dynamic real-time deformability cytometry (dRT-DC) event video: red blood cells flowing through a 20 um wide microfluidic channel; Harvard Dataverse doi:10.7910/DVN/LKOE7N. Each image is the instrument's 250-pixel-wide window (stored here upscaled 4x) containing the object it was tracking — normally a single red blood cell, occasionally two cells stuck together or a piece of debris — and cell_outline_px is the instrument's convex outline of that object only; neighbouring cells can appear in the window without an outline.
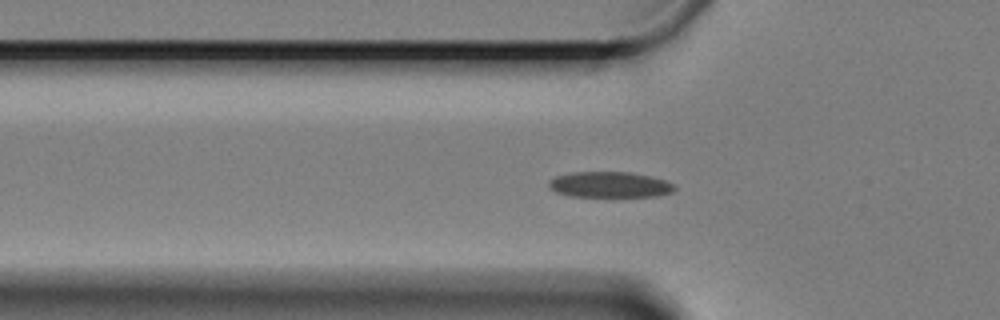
{"species": "Egyptian fruit bat (a non-hibernating species)", "species_latin": "Rousettus aegyptiacus", "temperature_condition": "cold", "stored_images_in_passage": 45, "segment_of_instrument_passage": [1, 2], "camera_frame_rate_fps": 3000, "um_per_image_px": 0.085, "animal": {"sex": "female"}, "frame": {"image": 1, "passage_image": 3, "time_ms": 0.667, "image_size_px": [1000, 320], "cell_outline_px": [[676, 188], [672, 192], [660, 196], [612, 200], [568, 196], [556, 192], [548, 184], [548, 180], [556, 176], [572, 172], [628, 172], [648, 176], [664, 180], [676, 184]], "centroid_in_image_um": [51.85, 15.77], "position_along_channel_um": 73.9, "area_um2": 20.11}}
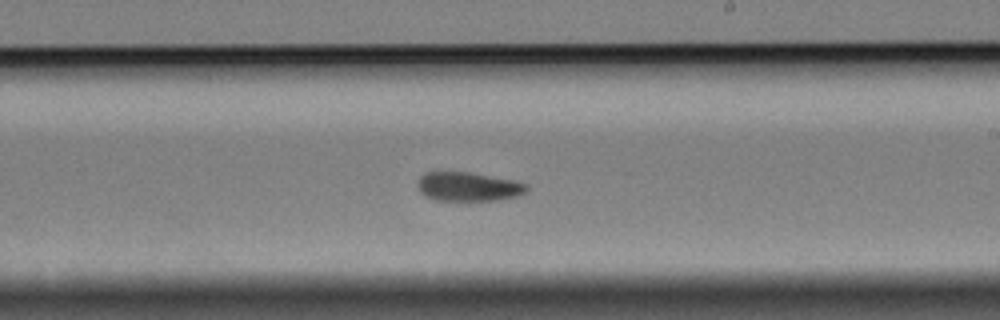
{"frame": {"image": 2, "passage_image": 19, "time_ms": 6.0, "image_size_px": [1000, 320], "cell_outline_px": [[528, 188], [520, 196], [496, 200], [432, 200], [424, 196], [420, 192], [420, 176], [424, 172], [468, 172], [516, 180], [528, 184]], "centroid_in_image_um": [39.84, 15.87], "position_along_channel_um": 249.2, "area_um2": 18.44}}
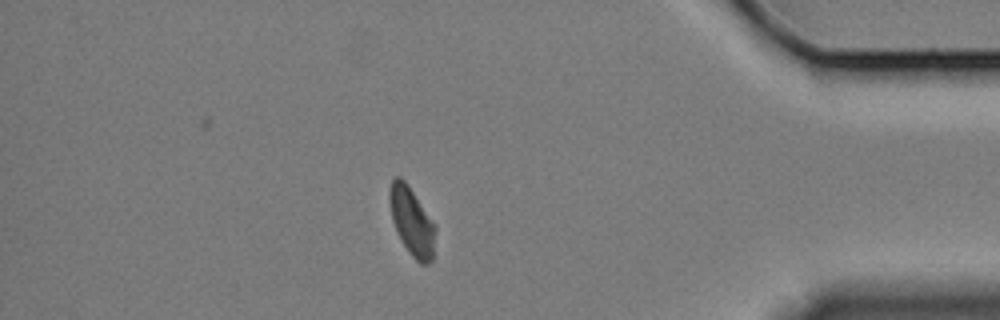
{"frame": {"image": 3, "passage_image": 36, "time_ms": 11.667, "image_size_px": [1000, 320], "cell_outline_px": [[436, 228], [432, 260], [428, 264], [420, 264], [412, 256], [404, 244], [392, 220], [388, 200], [388, 192], [392, 180], [396, 176], [400, 176], [408, 184], [436, 224]], "centroid_in_image_um": [35.01, 18.78], "position_along_channel_um": 400.2, "area_um2": 18.26}}